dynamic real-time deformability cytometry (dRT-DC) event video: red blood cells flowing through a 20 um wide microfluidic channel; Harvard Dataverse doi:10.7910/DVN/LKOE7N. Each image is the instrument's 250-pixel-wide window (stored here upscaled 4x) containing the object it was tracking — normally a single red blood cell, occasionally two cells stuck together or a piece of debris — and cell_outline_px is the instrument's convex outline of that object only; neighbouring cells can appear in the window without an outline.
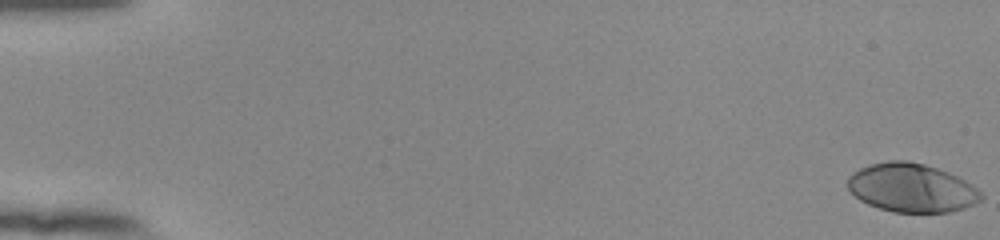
{"species": "human", "species_latin": "Homo sapiens", "temperature_condition": "room temperature", "stored_images_in_passage": 55, "camera_frame_rate_fps": 3000, "um_per_image_px": 0.085, "donor": {"sex": "female"}, "frame": {"image": 1, "passage_image": 1, "time_ms": 0.0, "image_size_px": [1000, 240], "cell_outline_px": [[984, 196], [980, 200], [964, 208], [948, 212], [892, 212], [868, 204], [860, 200], [848, 188], [848, 176], [852, 172], [868, 164], [888, 160], [908, 160], [924, 164], [948, 172], [964, 180], [976, 188]], "centroid_in_image_um": [77.45, 15.95], "position_along_channel_um": 7.5, "area_um2": 37.69}}
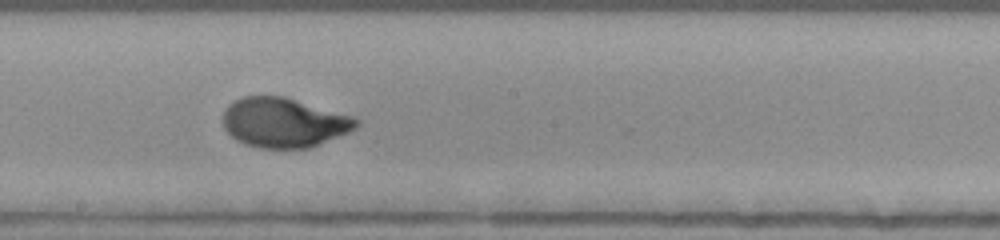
{"frame": {"image": 2, "passage_image": 32, "time_ms": 10.333, "image_size_px": [1000, 240], "cell_outline_px": [[360, 124], [356, 128], [348, 132], [308, 148], [260, 148], [244, 144], [236, 140], [224, 128], [224, 112], [228, 104], [244, 96], [284, 96], [352, 116], [360, 120]], "centroid_in_image_um": [24.12, 10.42], "position_along_channel_um": 224.1, "area_um2": 38.32}}
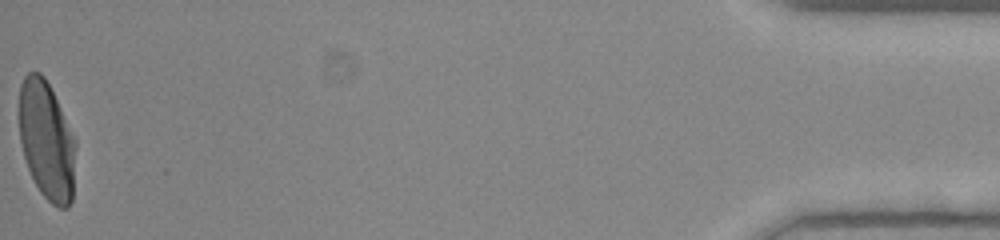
{"frame": {"image": 3, "passage_image": 55, "time_ms": 18.0, "image_size_px": [1000, 240], "cell_outline_px": [[76, 148], [72, 200], [68, 208], [60, 208], [52, 204], [40, 192], [28, 168], [24, 156], [20, 140], [20, 84], [24, 76], [28, 72], [40, 72], [44, 76], [76, 140]], "centroid_in_image_um": [3.98, 11.96], "position_along_channel_um": 431.2, "area_um2": 38.78}, "authors_computed_cell_mechanics": {"area_um2": 37.9168, "velocity_mm_per_s": 3.8817, "shape_relaxation_time_tau1_ms": 3.4429, "shape_relaxation_time_tau2_ms": null, "deformation_change_tau1": 0.216, "deformation_change_tau2": null}}